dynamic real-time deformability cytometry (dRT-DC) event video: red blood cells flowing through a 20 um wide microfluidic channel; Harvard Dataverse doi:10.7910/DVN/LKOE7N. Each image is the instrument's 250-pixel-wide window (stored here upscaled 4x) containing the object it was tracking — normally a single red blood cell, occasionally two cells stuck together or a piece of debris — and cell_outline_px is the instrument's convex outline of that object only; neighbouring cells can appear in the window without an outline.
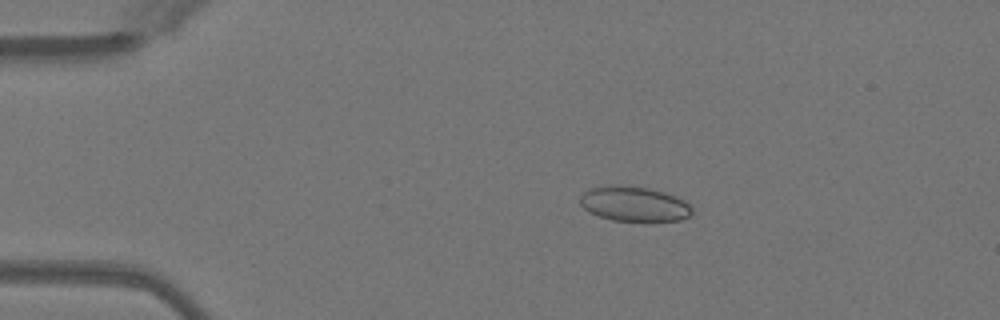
{"species": "Egyptian fruit bat (a non-hibernating species)", "species_latin": "Rousettus aegyptiacus", "temperature_condition": "warm", "stored_images_in_passage": 40, "camera_frame_rate_fps": 3000, "um_per_image_px": 0.085, "animal": {"sex": "female"}, "frame": {"image": 1, "passage_image": 2, "time_ms": 0.333, "image_size_px": [1000, 320], "cell_outline_px": [[692, 212], [688, 216], [680, 220], [648, 224], [644, 224], [612, 220], [588, 212], [580, 204], [580, 196], [588, 188], [648, 188], [664, 192], [684, 200], [692, 208]], "centroid_in_image_um": [53.96, 17.43], "position_along_channel_um": 31.0, "area_um2": 22.72}}
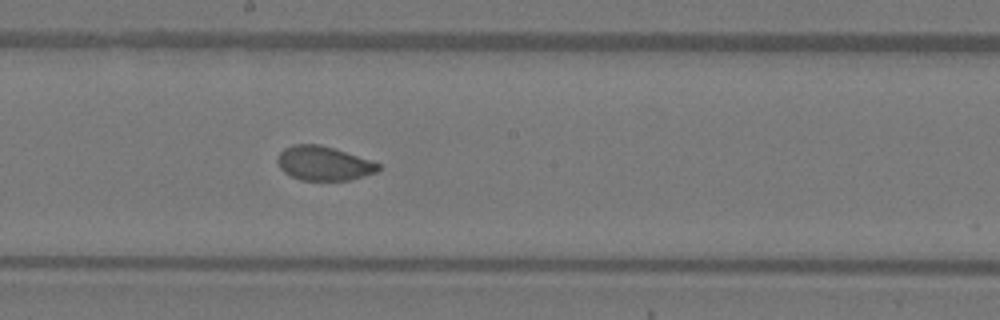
{"frame": {"image": 2, "passage_image": 20, "time_ms": 6.333, "image_size_px": [1000, 320], "cell_outline_px": [[380, 168], [376, 172], [348, 180], [300, 180], [284, 172], [280, 168], [276, 160], [280, 152], [284, 148], [292, 144], [320, 144], [372, 160], [380, 164]], "centroid_in_image_um": [27.49, 13.87], "position_along_channel_um": 220.7, "area_um2": 20.06}}
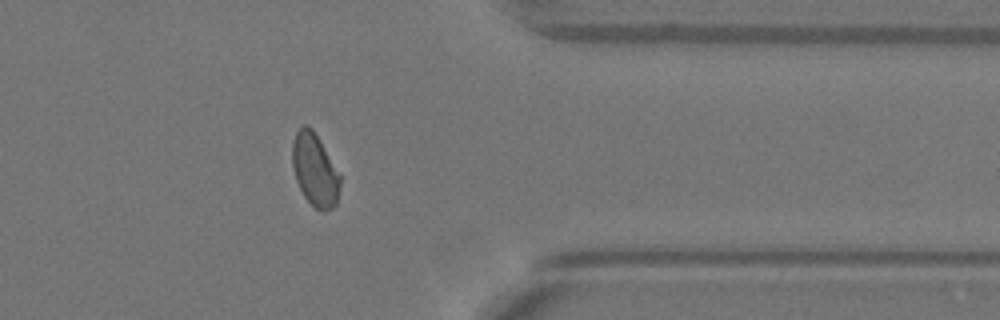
{"frame": {"image": 3, "passage_image": 33, "time_ms": 10.667, "image_size_px": [1000, 320], "cell_outline_px": [[340, 188], [336, 204], [332, 208], [316, 208], [304, 196], [296, 180], [292, 164], [292, 144], [296, 132], [304, 124], [308, 124], [312, 128], [340, 176]], "centroid_in_image_um": [26.74, 14.41], "position_along_channel_um": 384.7, "area_um2": 19.65}}